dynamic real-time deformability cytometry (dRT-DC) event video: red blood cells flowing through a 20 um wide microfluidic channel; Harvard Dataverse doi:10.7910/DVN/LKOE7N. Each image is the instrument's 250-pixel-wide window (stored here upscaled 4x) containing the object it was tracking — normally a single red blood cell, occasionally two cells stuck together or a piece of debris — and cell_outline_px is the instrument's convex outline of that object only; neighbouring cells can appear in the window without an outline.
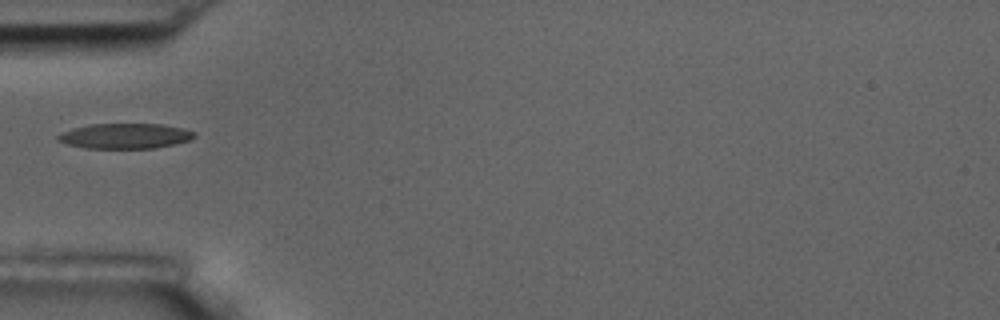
{"species": "common noctule bat (a hibernating species)", "species_latin": "Nyctalus noctula", "temperature_condition": "room temperature", "stored_images_in_passage": 6, "camera_frame_rate_fps": 3000, "um_per_image_px": 0.085, "animal": {"sex": "male", "body_mass_g": 17.5, "forearm_length_mm": 52.3}, "frame": {"image": 1, "passage_image": 1, "time_ms": 0.0, "image_size_px": [1000, 320], "cell_outline_px": [[196, 136], [192, 140], [156, 148], [84, 148], [68, 144], [56, 140], [56, 136], [60, 132], [72, 128], [92, 124], [160, 124], [184, 128], [196, 132]], "centroid_in_image_um": [10.64, 11.56], "position_along_channel_um": 74.4, "area_um2": 20.23}}
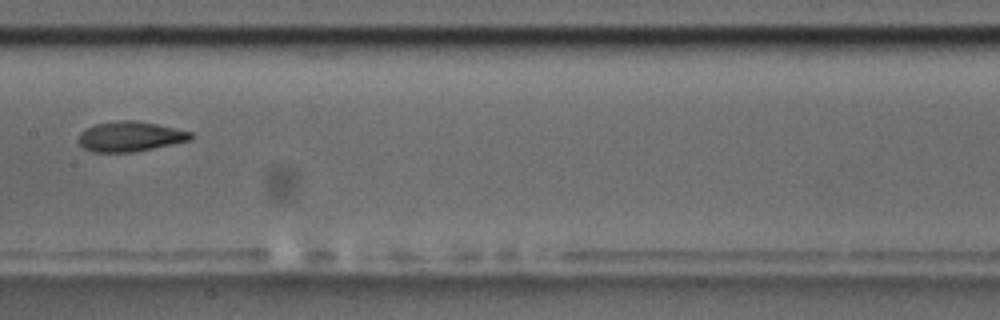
{"frame": {"image": 2, "passage_image": 4, "time_ms": 3.333, "image_size_px": [1000, 320], "cell_outline_px": [[196, 136], [192, 140], [132, 152], [92, 152], [84, 148], [76, 140], [80, 132], [96, 124], [120, 120], [136, 120], [156, 124], [192, 132]], "centroid_in_image_um": [11.07, 11.6], "position_along_channel_um": 196.3, "area_um2": 19.65}}
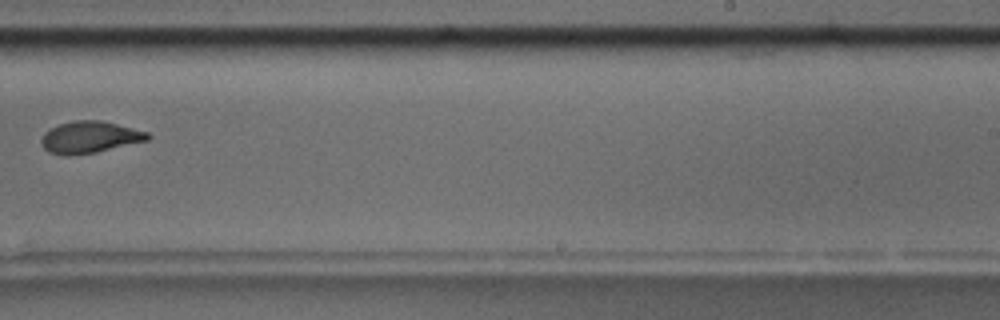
{"frame": {"image": 3, "passage_image": 6, "time_ms": 5.667, "image_size_px": [1000, 320], "cell_outline_px": [[152, 136], [148, 140], [96, 152], [68, 156], [64, 156], [48, 152], [40, 144], [40, 140], [44, 132], [48, 128], [60, 124], [76, 120], [100, 120], [148, 132]], "centroid_in_image_um": [7.58, 11.67], "position_along_channel_um": 281.4, "area_um2": 19.77}}